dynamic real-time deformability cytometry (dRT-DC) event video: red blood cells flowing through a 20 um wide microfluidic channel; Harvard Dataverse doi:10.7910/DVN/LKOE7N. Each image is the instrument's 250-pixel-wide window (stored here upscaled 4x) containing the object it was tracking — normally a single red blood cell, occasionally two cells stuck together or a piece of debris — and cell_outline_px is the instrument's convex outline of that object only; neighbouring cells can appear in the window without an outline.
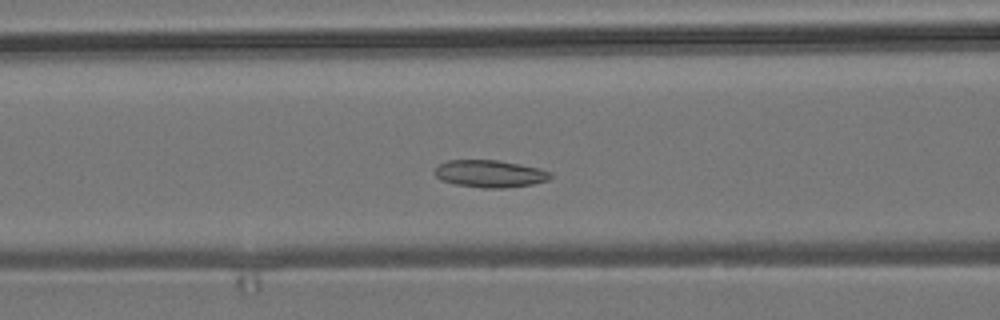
{"species": "common noctule bat (a hibernating species)", "species_latin": "Nyctalus noctula", "temperature_condition": "room temperature", "stored_images_in_passage": 48, "camera_frame_rate_fps": 3000, "um_per_image_px": 0.085, "animal": {"sex": "male", "body_mass_g": 19.2, "forearm_length_mm": 51.8}, "frame": {"image": 1, "passage_image": 16, "time_ms": 5.0, "image_size_px": [1000, 320], "cell_outline_px": [[552, 176], [548, 180], [532, 184], [504, 188], [484, 188], [456, 184], [440, 180], [432, 172], [440, 164], [448, 160], [496, 160], [520, 164], [540, 168], [552, 172]], "centroid_in_image_um": [41.64, 14.76], "position_along_channel_um": 125.0, "area_um2": 18.44}}
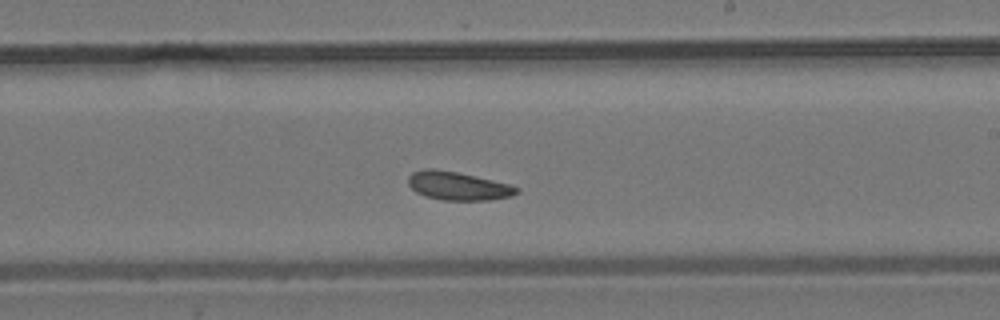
{"frame": {"image": 2, "passage_image": 26, "time_ms": 8.333, "image_size_px": [1000, 320], "cell_outline_px": [[520, 192], [512, 196], [488, 200], [444, 200], [424, 196], [416, 192], [408, 184], [408, 176], [412, 172], [424, 168], [432, 168], [456, 172], [492, 180], [508, 184], [520, 188]], "centroid_in_image_um": [38.91, 15.8], "position_along_channel_um": 250.1, "area_um2": 17.92}}
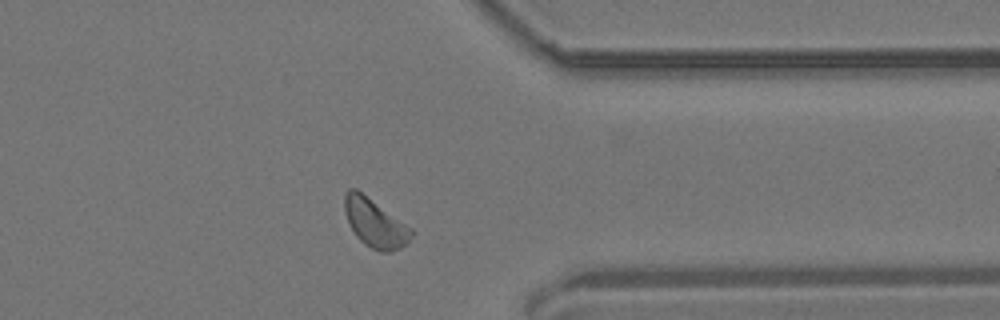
{"frame": {"image": 3, "passage_image": 37, "time_ms": 12.0, "image_size_px": [1000, 320], "cell_outline_px": [[416, 232], [408, 244], [392, 252], [380, 252], [364, 244], [356, 236], [348, 224], [344, 212], [344, 192], [348, 188], [356, 188], [412, 228]], "centroid_in_image_um": [31.88, 18.97], "position_along_channel_um": 379.5, "area_um2": 19.25}, "authors_computed_cell_mechanics": {"area_um2": 18.3515, "velocity_mm_per_s": 3.7624, "shape_relaxation_time_tau1_ms": null, "shape_relaxation_time_tau2_ms": 9.7976, "deformation_change_tau1": null, "deformation_change_tau2": 0.1758}}